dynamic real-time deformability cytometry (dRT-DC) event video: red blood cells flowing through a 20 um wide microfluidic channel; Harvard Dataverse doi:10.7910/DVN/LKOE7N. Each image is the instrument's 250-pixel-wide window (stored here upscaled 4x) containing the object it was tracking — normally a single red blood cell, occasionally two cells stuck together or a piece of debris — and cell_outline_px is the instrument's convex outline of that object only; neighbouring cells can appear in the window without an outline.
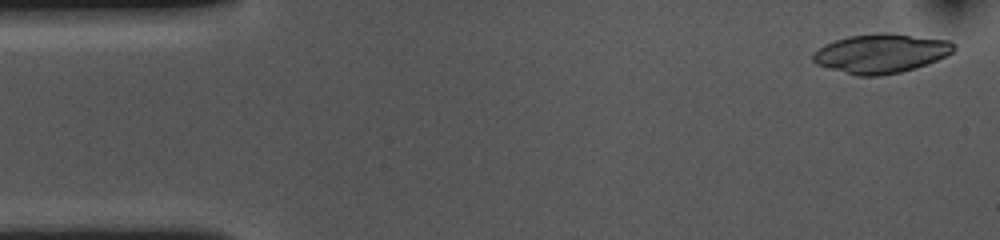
{"species": "common noctule bat (a hibernating species)", "species_latin": "Nyctalus noctula", "temperature_condition": "cold", "stored_images_in_passage": 54, "camera_frame_rate_fps": 3000, "um_per_image_px": 0.085, "animal": {"sex": "female", "body_mass_g": 10.0, "forearm_length_mm": 53.1}, "frame": {"image": 1, "passage_image": 2, "time_ms": 0.333, "image_size_px": [1000, 240], "cell_outline_px": [[956, 48], [952, 52], [936, 60], [916, 68], [900, 72], [880, 76], [856, 76], [828, 68], [816, 64], [812, 60], [812, 52], [824, 44], [848, 36], [880, 32], [888, 32], [948, 40], [956, 44]], "centroid_in_image_um": [74.85, 4.54], "position_along_channel_um": 10.1, "area_um2": 32.37}}